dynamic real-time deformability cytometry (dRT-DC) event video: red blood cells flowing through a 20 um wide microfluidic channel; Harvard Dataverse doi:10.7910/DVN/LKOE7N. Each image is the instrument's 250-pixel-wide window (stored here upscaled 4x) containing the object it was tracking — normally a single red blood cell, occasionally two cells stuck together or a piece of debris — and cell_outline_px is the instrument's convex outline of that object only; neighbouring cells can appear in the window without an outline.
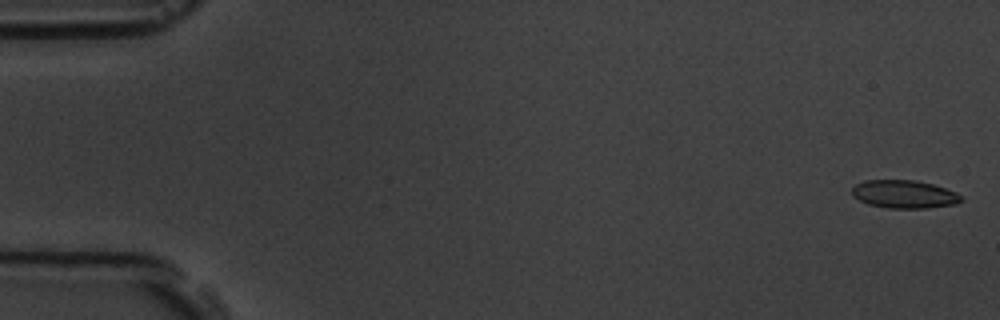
{"species": "common noctule bat (a hibernating species)", "species_latin": "Nyctalus noctula", "temperature_condition": "room temperature", "stored_images_in_passage": 10, "camera_frame_rate_fps": 3000, "um_per_image_px": 0.085, "animal": {"sex": "male", "body_mass_g": 19.5, "forearm_length_mm": 54.6}, "frame": {"image": 1, "passage_image": 1, "time_ms": 0.0, "image_size_px": [1000, 320], "cell_outline_px": [[964, 200], [956, 204], [928, 208], [888, 208], [868, 204], [852, 196], [852, 188], [856, 184], [864, 180], [916, 180], [932, 184], [956, 192]], "centroid_in_image_um": [76.85, 16.51], "position_along_channel_um": 8.1, "area_um2": 17.86}}
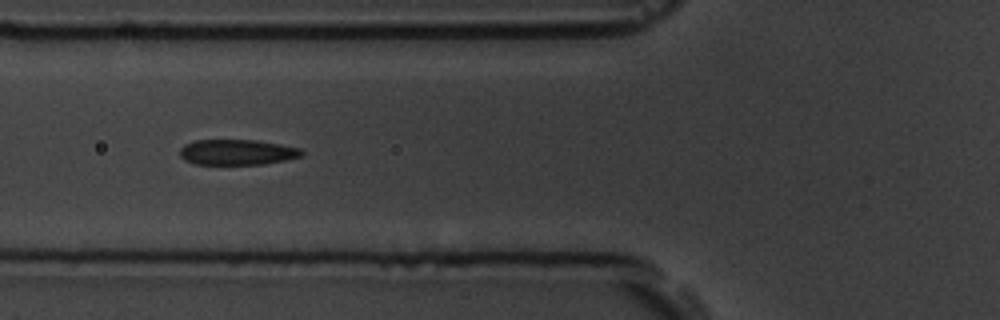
{"frame": {"image": 2, "passage_image": 6, "time_ms": 6.667, "image_size_px": [1000, 320], "cell_outline_px": [[304, 152], [300, 156], [284, 160], [264, 164], [192, 164], [184, 160], [180, 156], [180, 148], [184, 144], [196, 140], [256, 140], [280, 144], [300, 148]], "centroid_in_image_um": [20.12, 12.93], "position_along_channel_um": 105.7, "area_um2": 18.09}}
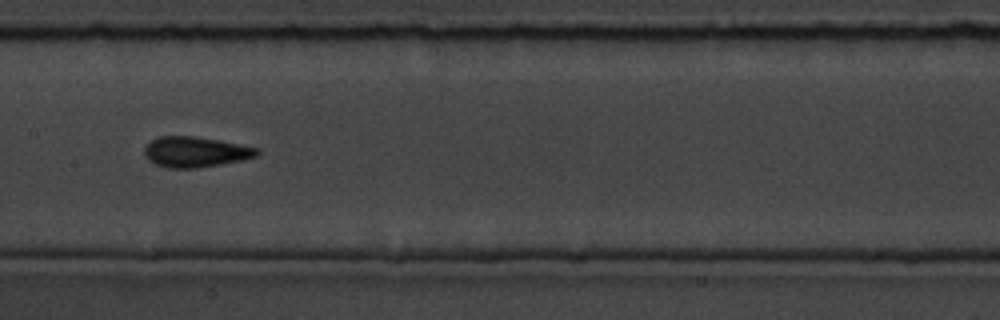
{"frame": {"image": 3, "passage_image": 8, "time_ms": 9.0, "image_size_px": [1000, 320], "cell_outline_px": [[260, 152], [256, 156], [244, 160], [196, 168], [168, 168], [156, 164], [148, 160], [144, 156], [144, 148], [152, 140], [160, 136], [192, 136], [216, 140], [260, 148]], "centroid_in_image_um": [16.61, 12.92], "position_along_channel_um": 190.8, "area_um2": 19.88}}